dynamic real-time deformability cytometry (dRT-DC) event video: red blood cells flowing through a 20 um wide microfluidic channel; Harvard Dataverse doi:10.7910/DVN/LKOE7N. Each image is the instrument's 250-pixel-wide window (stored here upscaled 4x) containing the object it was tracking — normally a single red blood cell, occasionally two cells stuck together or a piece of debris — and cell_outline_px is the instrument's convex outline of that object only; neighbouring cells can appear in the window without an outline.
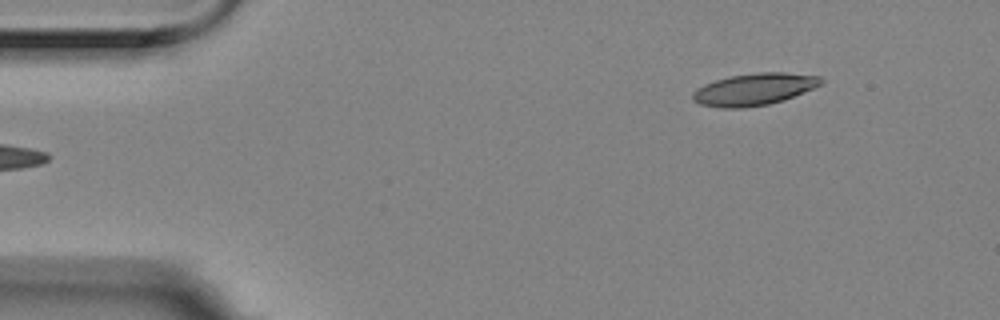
{"species": "Egyptian fruit bat (a non-hibernating species)", "species_latin": "Rousettus aegyptiacus", "temperature_condition": "room temperature", "stored_images_in_passage": 3, "camera_frame_rate_fps": 3000, "um_per_image_px": 0.085, "animal": {"sex": "female"}, "frame": {"image": 1, "passage_image": 3, "time_ms": 0.667, "image_size_px": [1000, 320], "cell_outline_px": [[824, 80], [820, 84], [812, 88], [784, 100], [768, 104], [740, 108], [720, 108], [700, 104], [692, 100], [692, 92], [696, 88], [704, 84], [716, 80], [732, 76], [756, 72], [784, 72], [820, 76]], "centroid_in_image_um": [64.07, 7.59], "position_along_channel_um": 20.9, "area_um2": 23.81}}